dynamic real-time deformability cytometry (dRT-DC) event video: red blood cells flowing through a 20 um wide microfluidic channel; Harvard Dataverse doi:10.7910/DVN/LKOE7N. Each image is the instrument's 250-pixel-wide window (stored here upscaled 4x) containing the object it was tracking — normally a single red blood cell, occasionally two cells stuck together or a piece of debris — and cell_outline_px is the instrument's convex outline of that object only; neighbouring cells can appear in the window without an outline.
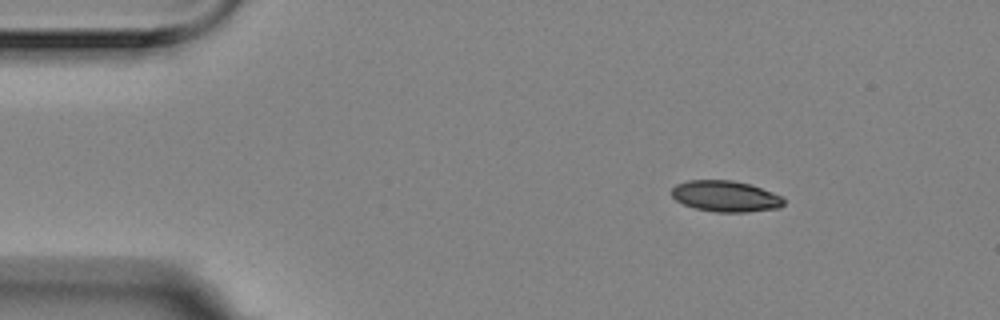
{"species": "Egyptian fruit bat (a non-hibernating species)", "species_latin": "Rousettus aegyptiacus", "temperature_condition": "room temperature", "stored_images_in_passage": 2, "camera_frame_rate_fps": 3000, "um_per_image_px": 0.085, "animal": {"sex": "female"}, "frame": {"image": 1, "passage_image": 2, "time_ms": 0.333, "image_size_px": [1000, 320], "cell_outline_px": [[784, 204], [780, 208], [748, 212], [716, 212], [696, 208], [684, 204], [676, 200], [672, 196], [672, 188], [676, 184], [688, 180], [732, 180], [748, 184], [772, 192], [780, 196], [784, 200]], "centroid_in_image_um": [61.66, 16.68], "position_along_channel_um": 23.3, "area_um2": 20.17}}